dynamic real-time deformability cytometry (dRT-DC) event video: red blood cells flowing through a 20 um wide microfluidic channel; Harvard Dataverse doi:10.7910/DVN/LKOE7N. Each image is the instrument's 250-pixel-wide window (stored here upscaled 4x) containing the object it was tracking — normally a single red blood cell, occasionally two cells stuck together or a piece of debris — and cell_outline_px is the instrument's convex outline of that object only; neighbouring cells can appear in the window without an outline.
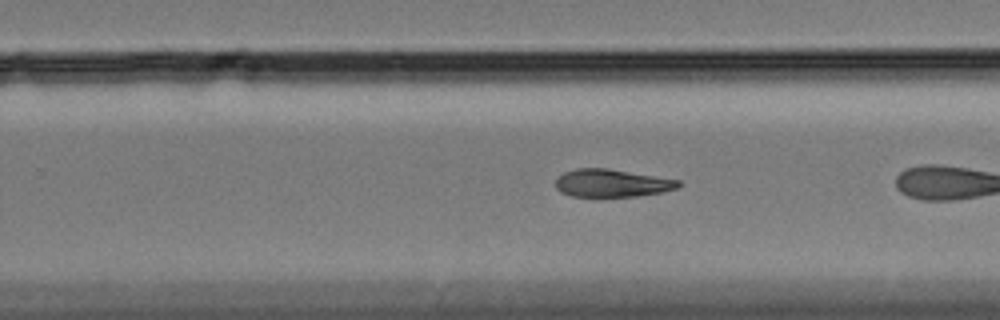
{"species": "Egyptian fruit bat (a non-hibernating species)", "species_latin": "Rousettus aegyptiacus", "temperature_condition": "cold", "stored_images_in_passage": 22, "camera_frame_rate_fps": 3000, "um_per_image_px": 0.085, "animal": {"sex": "female"}, "frame": {"image": 1, "passage_image": 19, "time_ms": 6.0, "image_size_px": [1000, 320], "cell_outline_px": [[680, 184], [676, 188], [664, 192], [636, 196], [572, 196], [560, 192], [556, 188], [556, 180], [564, 172], [576, 168], [608, 168], [680, 180]], "centroid_in_image_um": [52.0, 15.56], "position_along_channel_um": 277.8, "area_um2": 19.77}}